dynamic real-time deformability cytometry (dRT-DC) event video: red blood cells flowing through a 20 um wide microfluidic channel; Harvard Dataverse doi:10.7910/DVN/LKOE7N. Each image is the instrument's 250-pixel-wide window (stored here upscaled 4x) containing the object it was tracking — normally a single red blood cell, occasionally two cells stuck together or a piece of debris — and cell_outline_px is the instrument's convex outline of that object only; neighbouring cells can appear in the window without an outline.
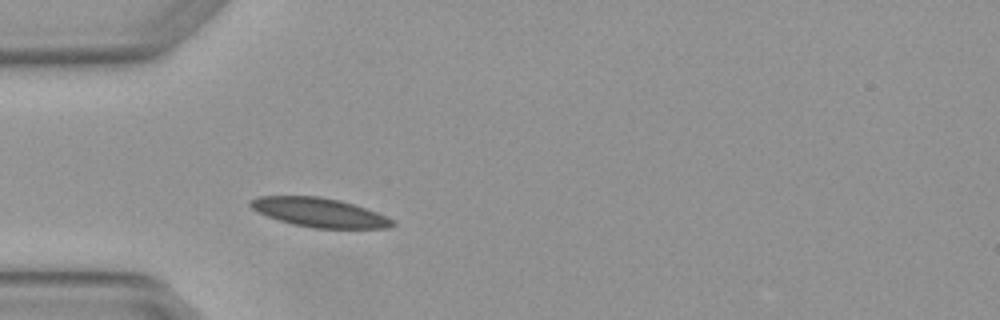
{"species": "Egyptian fruit bat (a non-hibernating species)", "species_latin": "Rousettus aegyptiacus", "temperature_condition": "warm", "stored_images_in_passage": 3, "camera_frame_rate_fps": 3000, "um_per_image_px": 0.085, "animal": {"sex": "female"}, "frame": {"image": 1, "passage_image": 3, "time_ms": 0.667, "image_size_px": [1000, 320], "cell_outline_px": [[396, 224], [388, 228], [312, 228], [292, 224], [268, 216], [252, 208], [248, 204], [248, 200], [260, 196], [320, 196], [340, 200], [376, 212], [396, 220]], "centroid_in_image_um": [27.16, 18.06], "position_along_channel_um": 57.8, "area_um2": 23.99}}